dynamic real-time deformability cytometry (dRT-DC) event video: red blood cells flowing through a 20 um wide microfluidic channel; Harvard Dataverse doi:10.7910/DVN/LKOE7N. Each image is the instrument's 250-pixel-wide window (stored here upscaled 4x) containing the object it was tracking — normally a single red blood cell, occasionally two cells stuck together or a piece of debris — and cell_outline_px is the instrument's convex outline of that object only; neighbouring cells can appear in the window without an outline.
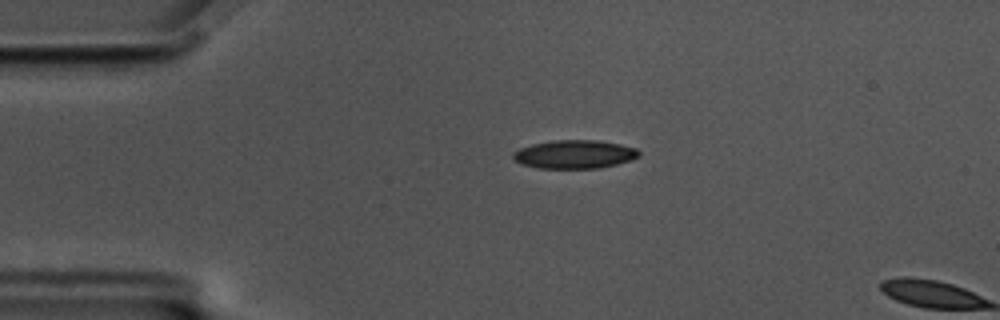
{"species": "common noctule bat (a hibernating species)", "species_latin": "Nyctalus noctula", "temperature_condition": "cold", "stored_images_in_passage": 4, "camera_frame_rate_fps": 3000, "um_per_image_px": 0.085, "animal": {"sex": "male", "body_mass_g": 17.5, "forearm_length_mm": 52.3}, "frame": {"image": 1, "passage_image": 3, "time_ms": 0.667, "image_size_px": [1000, 320], "cell_outline_px": [[640, 156], [632, 160], [600, 168], [540, 168], [520, 164], [512, 156], [512, 152], [520, 148], [532, 144], [552, 140], [600, 140], [620, 144], [636, 148], [640, 152]], "centroid_in_image_um": [48.85, 13.11], "position_along_channel_um": 36.2, "area_um2": 20.98}}